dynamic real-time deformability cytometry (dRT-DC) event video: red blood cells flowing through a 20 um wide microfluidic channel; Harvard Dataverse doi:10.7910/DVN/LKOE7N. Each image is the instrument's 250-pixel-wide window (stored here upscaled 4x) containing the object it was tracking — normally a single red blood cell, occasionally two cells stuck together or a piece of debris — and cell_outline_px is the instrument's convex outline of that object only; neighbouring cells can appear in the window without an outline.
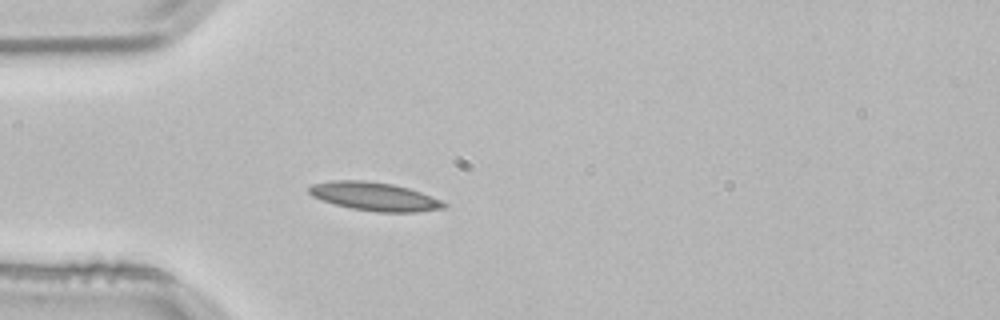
{"species": "common noctule bat (a hibernating species)", "species_latin": "Nyctalus noctula", "temperature_condition": "room temperature", "stored_images_in_passage": 4, "camera_frame_rate_fps": 3000, "um_per_image_px": 0.085, "animal": {"sex": "male", "body_mass_g": 21.5, "forearm_length_mm": 52.0}, "frame": {"image": 1, "passage_image": 4, "time_ms": 1.0, "image_size_px": [1000, 320], "cell_outline_px": [[448, 208], [420, 212], [376, 212], [352, 208], [336, 204], [312, 196], [308, 192], [308, 188], [312, 184], [332, 180], [364, 180], [392, 184], [408, 188], [420, 192], [440, 200], [448, 204]], "centroid_in_image_um": [31.86, 16.7], "position_along_channel_um": 53.1, "area_um2": 22.31}}